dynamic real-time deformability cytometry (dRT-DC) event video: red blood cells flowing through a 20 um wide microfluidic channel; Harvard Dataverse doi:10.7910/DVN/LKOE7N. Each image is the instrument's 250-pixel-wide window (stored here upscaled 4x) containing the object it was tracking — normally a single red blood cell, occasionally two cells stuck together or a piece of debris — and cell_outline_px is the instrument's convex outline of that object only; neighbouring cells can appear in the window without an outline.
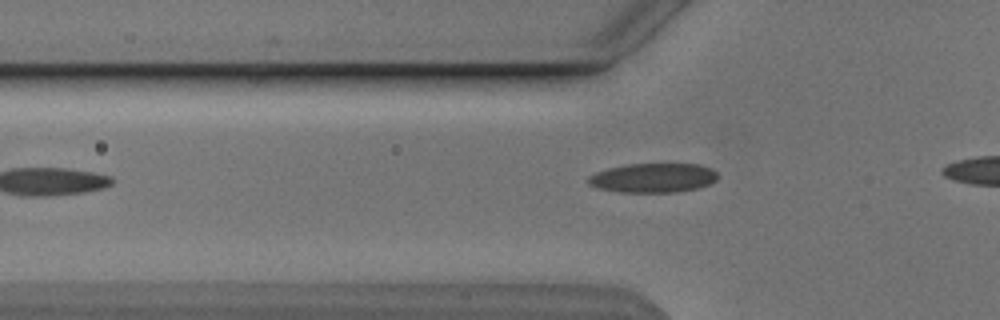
{"species": "Egyptian fruit bat (a non-hibernating species)", "species_latin": "Rousettus aegyptiacus", "temperature_condition": "cold", "stored_images_in_passage": 19, "camera_frame_rate_fps": 3000, "um_per_image_px": 0.085, "animal": {"sex": "male"}, "frame": {"image": 1, "passage_image": 3, "time_ms": 0.667, "image_size_px": [1000, 320], "cell_outline_px": [[716, 180], [700, 188], [676, 192], [620, 192], [596, 188], [588, 184], [588, 176], [596, 172], [608, 168], [628, 164], [700, 164], [712, 168], [716, 172]], "centroid_in_image_um": [55.51, 15.12], "position_along_channel_um": 70.3, "area_um2": 22.2}}
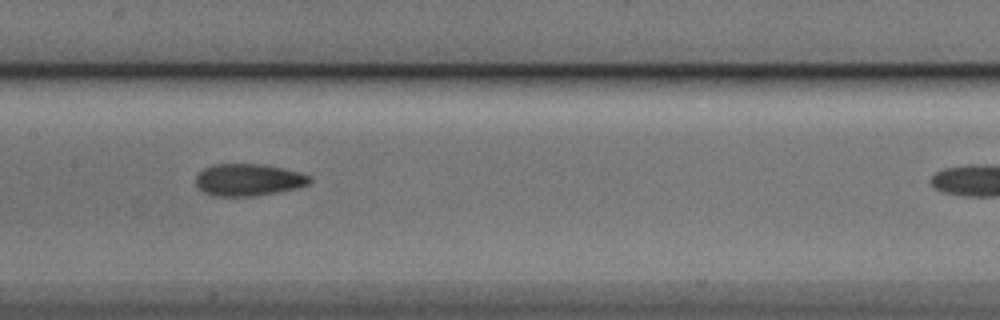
{"frame": {"image": 2, "passage_image": 12, "time_ms": 3.667, "image_size_px": [1000, 320], "cell_outline_px": [[312, 180], [308, 184], [296, 188], [280, 192], [252, 196], [212, 196], [204, 192], [196, 184], [196, 176], [204, 168], [212, 164], [260, 164], [284, 168], [300, 172], [312, 176]], "centroid_in_image_um": [21.14, 15.28], "position_along_channel_um": 186.3, "area_um2": 21.39}}
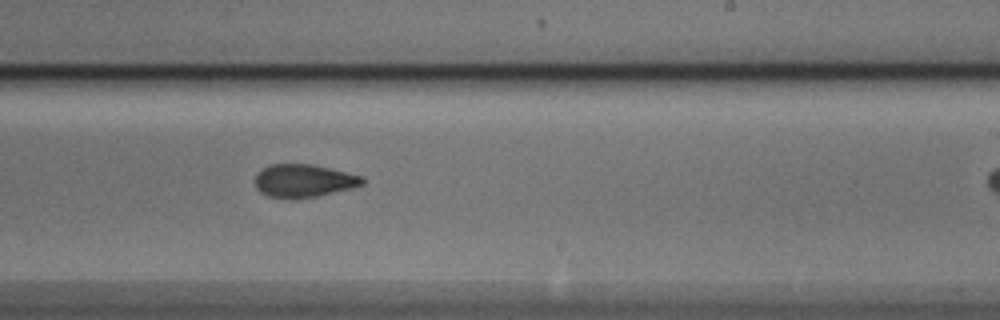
{"frame": {"image": 3, "passage_image": 18, "time_ms": 5.667, "image_size_px": [1000, 320], "cell_outline_px": [[364, 184], [352, 188], [316, 196], [292, 200], [268, 196], [260, 192], [256, 188], [256, 176], [264, 168], [272, 164], [312, 164], [364, 176]], "centroid_in_image_um": [25.83, 15.38], "position_along_channel_um": 263.2, "area_um2": 20.63}}